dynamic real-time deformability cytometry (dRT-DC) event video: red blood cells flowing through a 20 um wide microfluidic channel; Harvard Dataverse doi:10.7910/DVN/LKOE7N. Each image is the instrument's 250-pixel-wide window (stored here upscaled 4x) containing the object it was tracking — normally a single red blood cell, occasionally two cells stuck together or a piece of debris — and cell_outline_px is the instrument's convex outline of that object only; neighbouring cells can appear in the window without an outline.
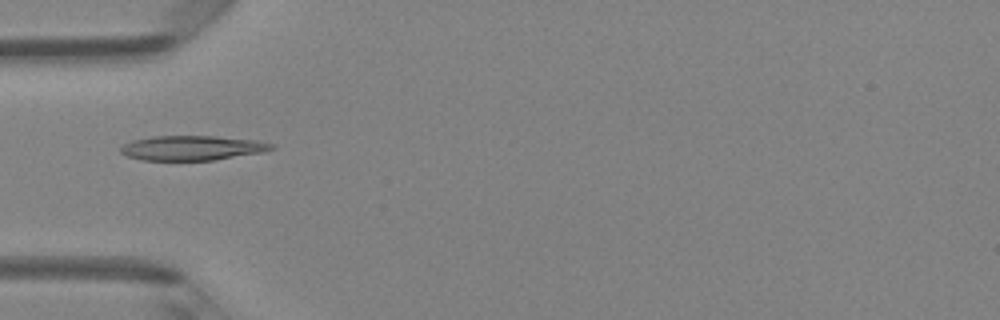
{"species": "Egyptian fruit bat (a non-hibernating species)", "species_latin": "Rousettus aegyptiacus", "temperature_condition": "room temperature", "stored_images_in_passage": 3, "camera_frame_rate_fps": 3000, "um_per_image_px": 0.085, "animal": {"sex": "female"}, "frame": {"image": 1, "passage_image": 2, "time_ms": 0.333, "image_size_px": [1000, 320], "cell_outline_px": [[276, 148], [264, 152], [216, 160], [140, 160], [128, 156], [120, 152], [120, 148], [124, 144], [132, 140], [152, 136], [216, 136], [256, 140], [276, 144]], "centroid_in_image_um": [16.38, 12.57], "position_along_channel_um": 68.6, "area_um2": 21.91}}
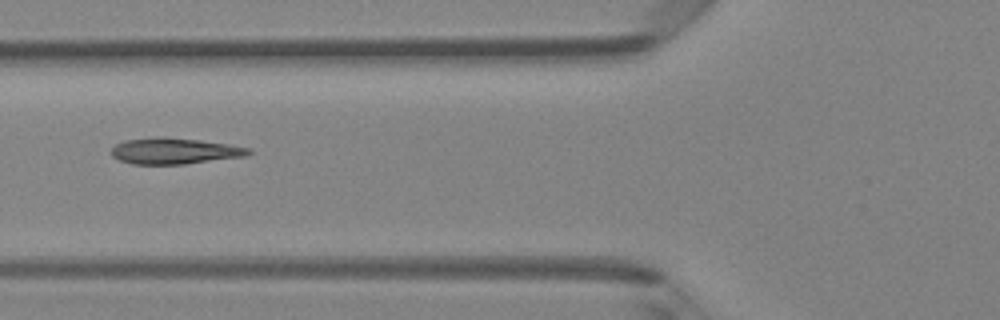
{"frame": {"image": 2, "passage_image": 3, "time_ms": 0.667, "image_size_px": [1000, 320], "cell_outline_px": [[252, 152], [248, 156], [184, 164], [132, 164], [120, 160], [112, 156], [112, 148], [116, 144], [124, 140], [156, 136], [200, 140], [228, 144], [252, 148]], "centroid_in_image_um": [14.86, 12.83], "position_along_channel_um": 110.9, "area_um2": 20.98}}